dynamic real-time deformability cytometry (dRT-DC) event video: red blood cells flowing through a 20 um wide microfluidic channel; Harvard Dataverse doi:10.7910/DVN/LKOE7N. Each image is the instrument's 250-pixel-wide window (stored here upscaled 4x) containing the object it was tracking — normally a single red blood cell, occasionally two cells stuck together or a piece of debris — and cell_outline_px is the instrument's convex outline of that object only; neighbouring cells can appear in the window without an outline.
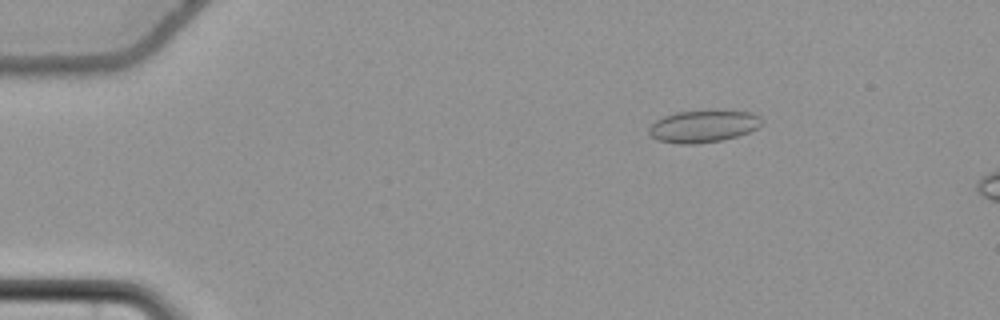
{"species": "common noctule bat (a hibernating species)", "species_latin": "Nyctalus noctula", "temperature_condition": "cold", "stored_images_in_passage": 11, "camera_frame_rate_fps": 3000, "um_per_image_px": 0.085, "animal": {"sex": "female", "body_mass_g": 22.7, "forearm_length_mm": 54.2}, "frame": {"image": 1, "passage_image": 5, "time_ms": 1.333, "image_size_px": [1000, 320], "cell_outline_px": [[764, 124], [760, 128], [736, 136], [720, 140], [696, 144], [680, 144], [656, 140], [648, 132], [648, 128], [656, 120], [664, 116], [676, 112], [752, 112], [760, 116], [764, 120]], "centroid_in_image_um": [59.8, 10.75], "position_along_channel_um": 25.2, "area_um2": 20.87}}